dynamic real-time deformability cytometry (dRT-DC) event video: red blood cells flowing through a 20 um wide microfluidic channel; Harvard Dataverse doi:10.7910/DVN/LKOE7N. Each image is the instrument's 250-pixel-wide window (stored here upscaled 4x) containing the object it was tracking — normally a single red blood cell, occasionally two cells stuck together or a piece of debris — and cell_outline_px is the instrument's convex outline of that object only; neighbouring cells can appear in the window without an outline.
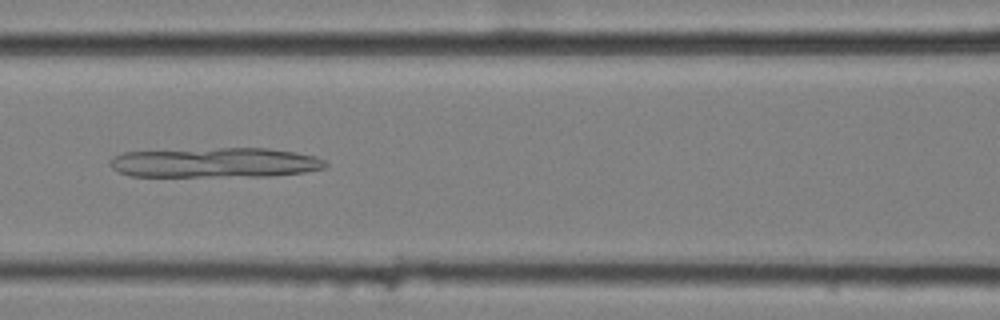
{"species": "common noctule bat (a hibernating species)", "species_latin": "Nyctalus noctula", "temperature_condition": "cold", "stored_images_in_passage": 7, "camera_frame_rate_fps": 3000, "um_per_image_px": 0.085, "animal": {"sex": "female", "body_mass_g": 25.1}, "frame": {"image": 1, "passage_image": 7, "time_ms": 2.0, "image_size_px": [1000, 320], "cell_outline_px": [[328, 164], [324, 168], [304, 172], [272, 176], [132, 176], [120, 172], [112, 168], [108, 164], [108, 160], [124, 152], [220, 148], [268, 148], [296, 152], [316, 156], [324, 160]], "centroid_in_image_um": [18.32, 13.82], "position_along_channel_um": 148.3, "area_um2": 37.51}}